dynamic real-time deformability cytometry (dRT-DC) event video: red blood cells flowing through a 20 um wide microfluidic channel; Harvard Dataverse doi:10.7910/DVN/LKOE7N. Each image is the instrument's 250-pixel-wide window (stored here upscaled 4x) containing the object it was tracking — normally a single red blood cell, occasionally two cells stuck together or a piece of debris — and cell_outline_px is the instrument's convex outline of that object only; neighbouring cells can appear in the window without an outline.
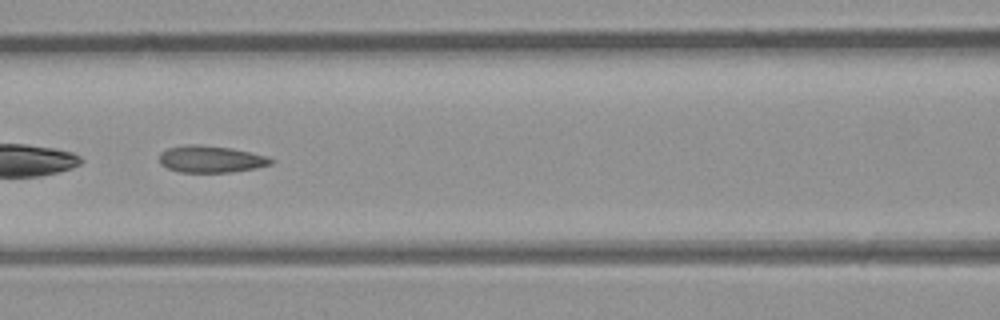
{"species": "common noctule bat (a hibernating species)", "species_latin": "Nyctalus noctula", "temperature_condition": "room temperature", "stored_images_in_passage": 33, "camera_frame_rate_fps": 3000, "um_per_image_px": 0.085, "animal": {"sex": "male", "body_mass_g": 23.1, "forearm_length_mm": 52.7}, "frame": {"image": 1, "passage_image": 10, "time_ms": 3.0, "image_size_px": [1000, 320], "cell_outline_px": [[276, 160], [272, 164], [256, 168], [232, 172], [180, 172], [168, 168], [160, 164], [160, 152], [168, 148], [188, 144], [200, 144], [232, 148], [252, 152], [268, 156]], "centroid_in_image_um": [17.97, 13.52], "position_along_channel_um": 148.6, "area_um2": 17.69}}